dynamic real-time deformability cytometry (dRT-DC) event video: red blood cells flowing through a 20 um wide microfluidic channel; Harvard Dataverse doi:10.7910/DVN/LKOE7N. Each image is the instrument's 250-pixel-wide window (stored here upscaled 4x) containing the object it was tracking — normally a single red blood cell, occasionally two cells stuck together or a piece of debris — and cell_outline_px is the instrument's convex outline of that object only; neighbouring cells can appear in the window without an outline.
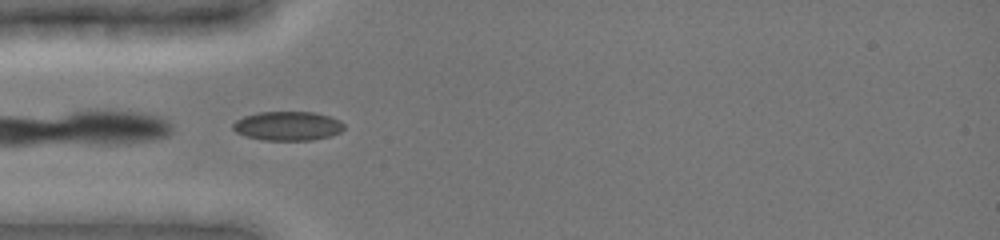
{"species": "common noctule bat (a hibernating species)", "species_latin": "Nyctalus noctula", "temperature_condition": "cold", "stored_images_in_passage": 2, "camera_frame_rate_fps": 3000, "um_per_image_px": 0.085, "animal": {"sex": "female", "body_mass_g": 19.0, "forearm_length_mm": 51.5}, "frame": {"image": 1, "passage_image": 1, "time_ms": 0.0, "image_size_px": [1000, 240], "cell_outline_px": [[344, 128], [340, 132], [328, 136], [312, 140], [264, 140], [244, 136], [236, 132], [232, 128], [232, 124], [236, 120], [244, 116], [260, 112], [316, 112], [340, 120], [344, 124]], "centroid_in_image_um": [24.44, 10.7], "position_along_channel_um": 60.6, "area_um2": 18.84}}